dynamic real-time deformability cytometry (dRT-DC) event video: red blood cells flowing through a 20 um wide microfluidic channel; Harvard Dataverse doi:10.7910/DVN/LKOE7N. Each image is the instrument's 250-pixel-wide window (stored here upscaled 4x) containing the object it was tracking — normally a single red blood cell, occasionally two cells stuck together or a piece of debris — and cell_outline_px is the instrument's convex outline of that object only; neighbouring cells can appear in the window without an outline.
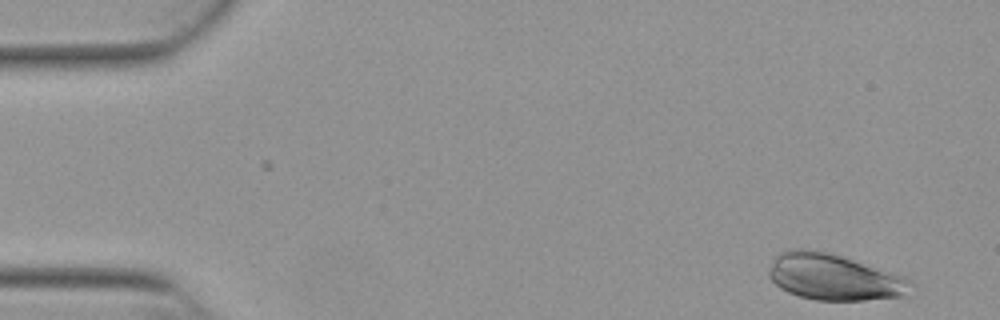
{"species": "Egyptian fruit bat (a non-hibernating species)", "species_latin": "Rousettus aegyptiacus", "temperature_condition": "warm", "stored_images_in_passage": 51, "camera_frame_rate_fps": 3000, "um_per_image_px": 0.085, "animal": {"sex": "female"}, "frame": {"image": 1, "passage_image": 1, "time_ms": 0.0, "image_size_px": [1000, 320], "cell_outline_px": [[912, 284], [900, 296], [864, 300], [816, 300], [800, 296], [788, 292], [780, 288], [768, 276], [768, 272], [776, 256], [780, 252], [796, 248], [804, 248], [828, 252], [904, 276], [912, 280]], "centroid_in_image_um": [70.83, 23.54], "position_along_channel_um": 14.2, "area_um2": 37.63}}
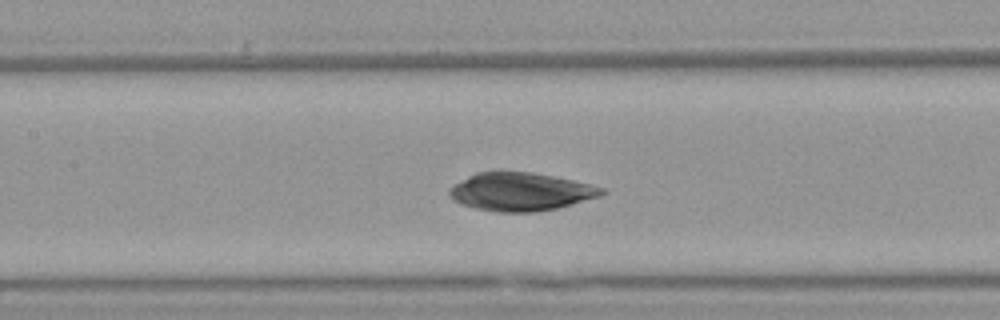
{"frame": {"image": 2, "passage_image": 22, "time_ms": 7.0, "image_size_px": [1000, 320], "cell_outline_px": [[608, 192], [600, 196], [572, 204], [556, 208], [536, 212], [496, 212], [476, 208], [460, 204], [452, 200], [448, 192], [448, 188], [452, 184], [476, 172], [532, 172], [572, 180], [604, 188]], "centroid_in_image_um": [44.21, 16.3], "position_along_channel_um": 163.2, "area_um2": 33.87}}
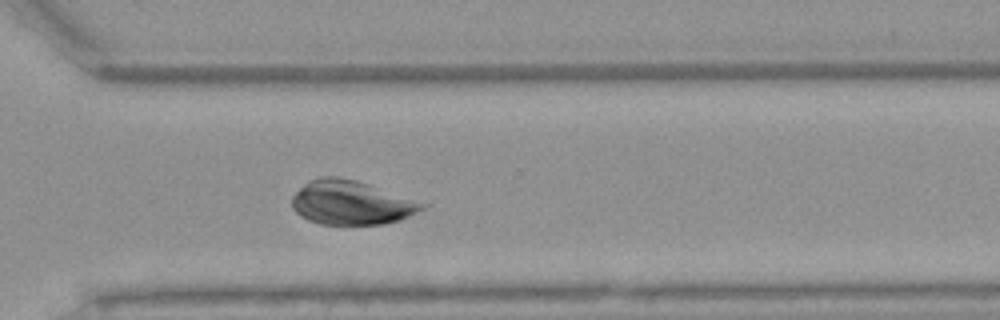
{"frame": {"image": 3, "passage_image": 36, "time_ms": 11.667, "image_size_px": [1000, 320], "cell_outline_px": [[428, 204], [424, 208], [400, 220], [384, 224], [320, 224], [308, 220], [300, 216], [292, 208], [292, 196], [308, 180], [320, 176], [340, 176], [356, 180]], "centroid_in_image_um": [29.81, 17.22], "position_along_channel_um": 340.8, "area_um2": 33.35}}